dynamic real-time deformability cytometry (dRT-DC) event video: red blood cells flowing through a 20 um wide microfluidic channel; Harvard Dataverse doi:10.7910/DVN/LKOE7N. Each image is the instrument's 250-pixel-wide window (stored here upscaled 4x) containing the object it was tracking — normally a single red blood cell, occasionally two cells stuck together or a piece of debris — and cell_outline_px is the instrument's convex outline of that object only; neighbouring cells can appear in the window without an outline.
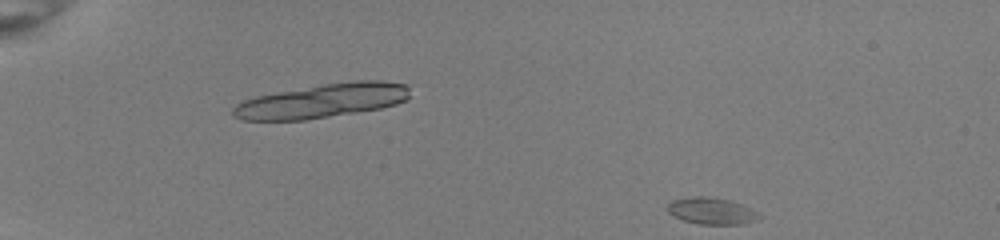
{"species": "common noctule bat (a hibernating species)", "species_latin": "Nyctalus noctula", "temperature_condition": "room temperature", "stored_images_in_passage": 18, "segment_of_instrument_passage": [2, 2], "camera_frame_rate_fps": 3000, "um_per_image_px": 0.085, "animal": {"sex": "female", "body_mass_g": 22.0, "forearm_length_mm": 56.7}, "frame": {"image": 1, "passage_image": 18, "time_ms": 5.667, "image_size_px": [1000, 240], "cell_outline_px": [[764, 216], [760, 220], [744, 224], [700, 224], [684, 220], [668, 212], [668, 204], [672, 200], [696, 196], [708, 196], [732, 200], [752, 208], [760, 212]], "centroid_in_image_um": [60.61, 17.93], "position_along_channel_um": 24.4, "area_um2": 14.51}}